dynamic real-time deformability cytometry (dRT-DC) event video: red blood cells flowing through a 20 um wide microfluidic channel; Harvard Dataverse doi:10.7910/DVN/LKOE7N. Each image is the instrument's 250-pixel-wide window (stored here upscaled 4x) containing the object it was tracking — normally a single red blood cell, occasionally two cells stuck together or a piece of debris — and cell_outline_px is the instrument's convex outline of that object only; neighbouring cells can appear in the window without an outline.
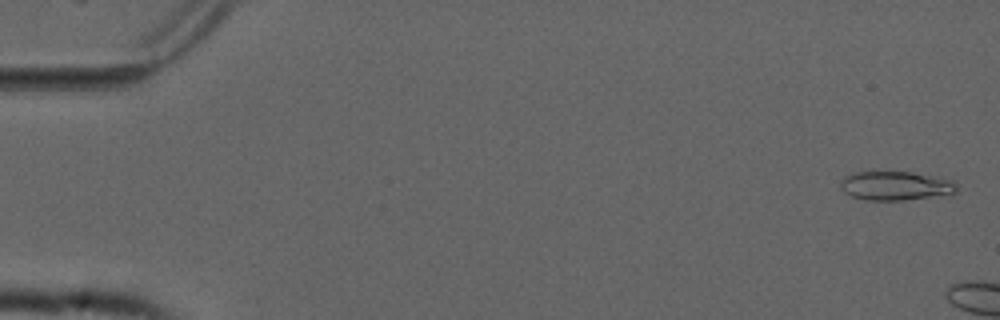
{"species": "common noctule bat (a hibernating species)", "species_latin": "Nyctalus noctula", "temperature_condition": "cold", "stored_images_in_passage": 6, "camera_frame_rate_fps": 3000, "um_per_image_px": 0.085, "animal": {"sex": "male", "forearm_length_mm": 52.5}, "frame": {"image": 1, "passage_image": 2, "time_ms": 0.333, "image_size_px": [1000, 320], "cell_outline_px": [[956, 192], [932, 196], [904, 200], [864, 200], [852, 196], [844, 192], [840, 188], [840, 180], [844, 176], [856, 172], [912, 172], [956, 180]], "centroid_in_image_um": [76.09, 15.78], "position_along_channel_um": 8.9, "area_um2": 19.59}}